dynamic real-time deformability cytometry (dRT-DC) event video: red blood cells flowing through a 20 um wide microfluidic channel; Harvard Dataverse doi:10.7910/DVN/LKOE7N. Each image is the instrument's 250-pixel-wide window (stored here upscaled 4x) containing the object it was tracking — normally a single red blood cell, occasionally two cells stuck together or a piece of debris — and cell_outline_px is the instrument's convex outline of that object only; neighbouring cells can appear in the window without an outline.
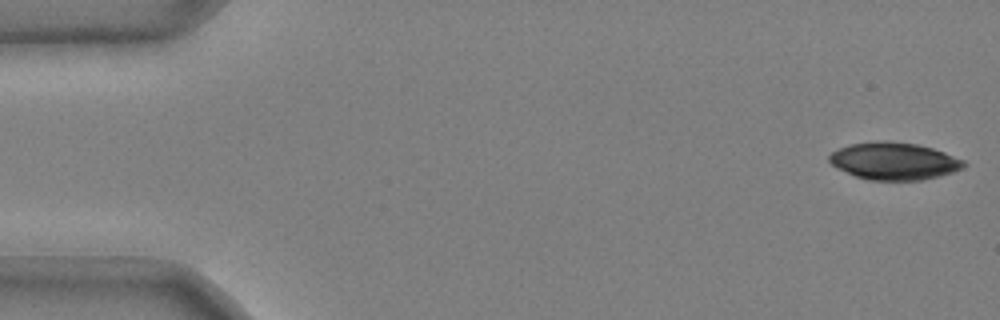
{"species": "common noctule bat (a hibernating species)", "species_latin": "Nyctalus noctula", "temperature_condition": "cold", "stored_images_in_passage": 49, "camera_frame_rate_fps": 3000, "um_per_image_px": 0.085, "animal": {"sex": "male", "body_mass_g": 20.4}, "frame": {"image": 1, "passage_image": 1, "time_ms": 0.0, "image_size_px": [1000, 320], "cell_outline_px": [[968, 164], [964, 168], [952, 172], [920, 180], [868, 180], [856, 176], [832, 164], [828, 160], [828, 156], [832, 152], [848, 144], [876, 140], [888, 140], [916, 144], [932, 148], [944, 152], [964, 160]], "centroid_in_image_um": [76.0, 13.67], "position_along_channel_um": 9.0, "area_um2": 29.19}}
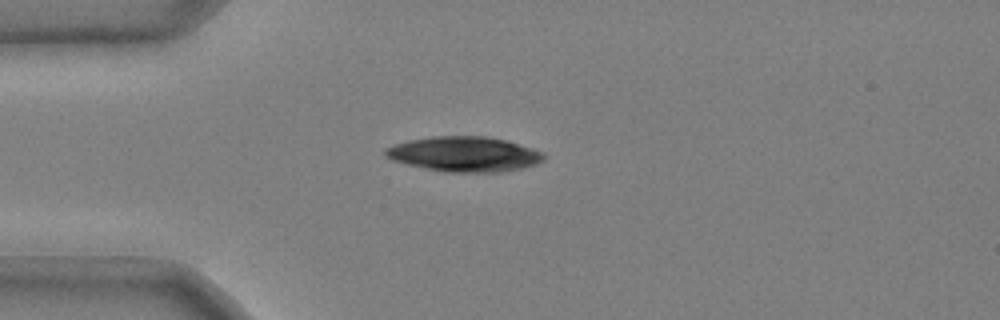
{"frame": {"image": 2, "passage_image": 13, "time_ms": 4.0, "image_size_px": [1000, 320], "cell_outline_px": [[544, 160], [536, 164], [520, 168], [496, 172], [444, 172], [408, 164], [392, 160], [384, 156], [384, 148], [392, 144], [408, 140], [432, 136], [488, 136], [504, 140], [532, 148], [544, 152]], "centroid_in_image_um": [39.42, 13.09], "position_along_channel_um": 45.6, "area_um2": 32.31}}